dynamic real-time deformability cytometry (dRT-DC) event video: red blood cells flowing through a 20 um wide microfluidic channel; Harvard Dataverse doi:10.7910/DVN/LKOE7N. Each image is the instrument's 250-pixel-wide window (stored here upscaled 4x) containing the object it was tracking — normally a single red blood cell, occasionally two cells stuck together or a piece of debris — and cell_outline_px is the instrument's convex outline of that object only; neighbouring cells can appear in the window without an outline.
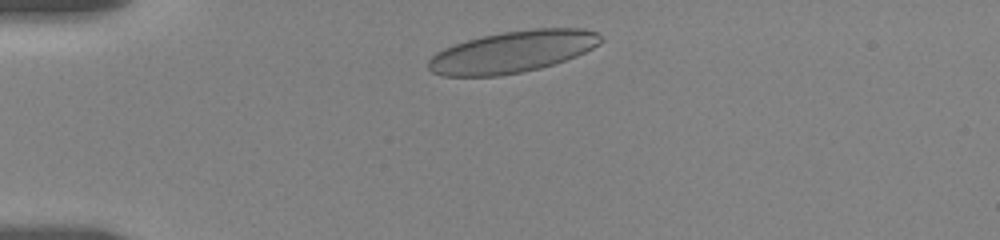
{"species": "human", "species_latin": "Homo sapiens", "temperature_condition": "room temperature", "stored_images_in_passage": 4, "camera_frame_rate_fps": 3000, "um_per_image_px": 0.085, "donor": {"sex": "female"}, "frame": {"image": 1, "passage_image": 2, "time_ms": 0.667, "image_size_px": [1000, 240], "cell_outline_px": [[604, 40], [600, 44], [576, 56], [540, 68], [500, 76], [444, 76], [432, 72], [428, 68], [428, 60], [436, 52], [444, 48], [468, 40], [484, 36], [504, 32], [536, 28], [584, 28], [600, 32]], "centroid_in_image_um": [43.6, 4.4], "position_along_channel_um": 41.4, "area_um2": 41.79}}